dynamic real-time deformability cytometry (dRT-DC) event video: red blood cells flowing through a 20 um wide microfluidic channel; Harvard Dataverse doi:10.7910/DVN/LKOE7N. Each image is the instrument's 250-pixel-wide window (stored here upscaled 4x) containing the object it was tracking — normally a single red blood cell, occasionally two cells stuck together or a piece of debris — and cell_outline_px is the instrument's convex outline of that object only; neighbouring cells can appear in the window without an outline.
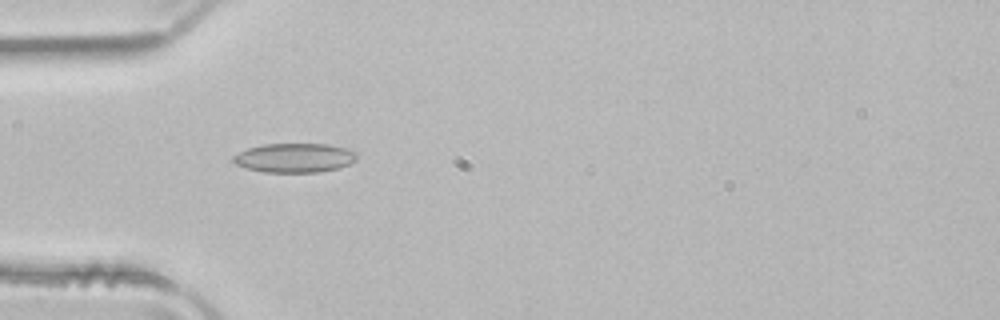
{"species": "common noctule bat (a hibernating species)", "species_latin": "Nyctalus noctula", "temperature_condition": "room temperature", "stored_images_in_passage": 36, "camera_frame_rate_fps": 3000, "um_per_image_px": 0.085, "animal": {"sex": "male", "body_mass_g": 21.5, "forearm_length_mm": 52.0}, "frame": {"image": 1, "passage_image": 1, "time_ms": 0.0, "image_size_px": [1000, 320], "cell_outline_px": [[356, 160], [340, 168], [320, 172], [264, 172], [248, 168], [236, 164], [232, 160], [232, 156], [248, 148], [264, 144], [328, 144], [344, 148], [356, 152]], "centroid_in_image_um": [25.04, 13.42], "position_along_channel_um": 60.0, "area_um2": 20.92}}
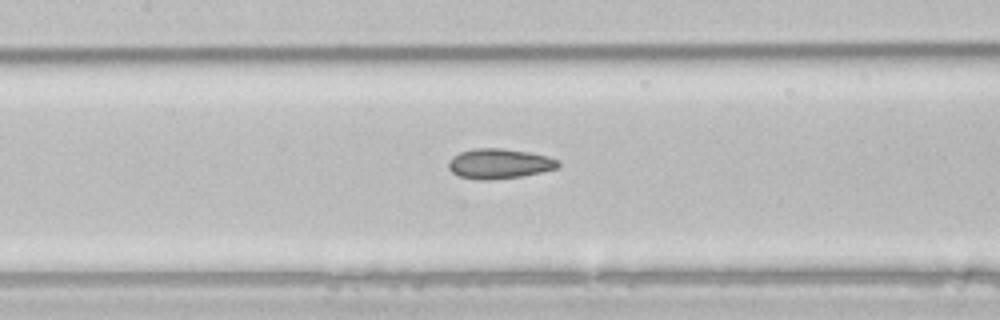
{"frame": {"image": 2, "passage_image": 9, "time_ms": 2.667, "image_size_px": [1000, 320], "cell_outline_px": [[560, 164], [556, 168], [540, 172], [520, 176], [488, 180], [480, 180], [460, 176], [452, 172], [448, 168], [448, 160], [452, 156], [460, 152], [472, 148], [504, 148], [528, 152], [548, 156], [560, 160]], "centroid_in_image_um": [42.41, 13.89], "position_along_channel_um": 165.0, "area_um2": 19.19}}
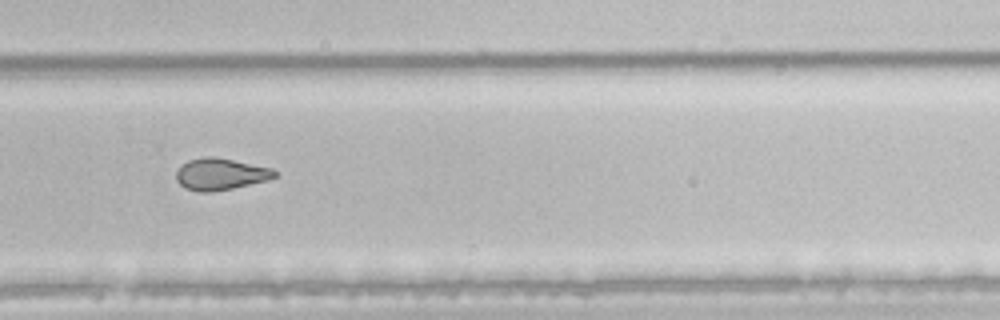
{"frame": {"image": 3, "passage_image": 20, "time_ms": 6.333, "image_size_px": [1000, 320], "cell_outline_px": [[280, 172], [276, 176], [268, 180], [232, 188], [212, 192], [200, 192], [184, 188], [176, 180], [176, 172], [188, 160], [204, 156], [212, 156], [272, 168]], "centroid_in_image_um": [18.75, 14.8], "position_along_channel_um": 311.0, "area_um2": 18.15}, "authors_computed_cell_mechanics": {"area_um2": 19.2185, "velocity_mm_per_s": 3.9973, "shape_relaxation_time_tau1_ms": null, "shape_relaxation_time_tau2_ms": 2.9043, "deformation_change_tau1": null, "deformation_change_tau2": 0.0812}}